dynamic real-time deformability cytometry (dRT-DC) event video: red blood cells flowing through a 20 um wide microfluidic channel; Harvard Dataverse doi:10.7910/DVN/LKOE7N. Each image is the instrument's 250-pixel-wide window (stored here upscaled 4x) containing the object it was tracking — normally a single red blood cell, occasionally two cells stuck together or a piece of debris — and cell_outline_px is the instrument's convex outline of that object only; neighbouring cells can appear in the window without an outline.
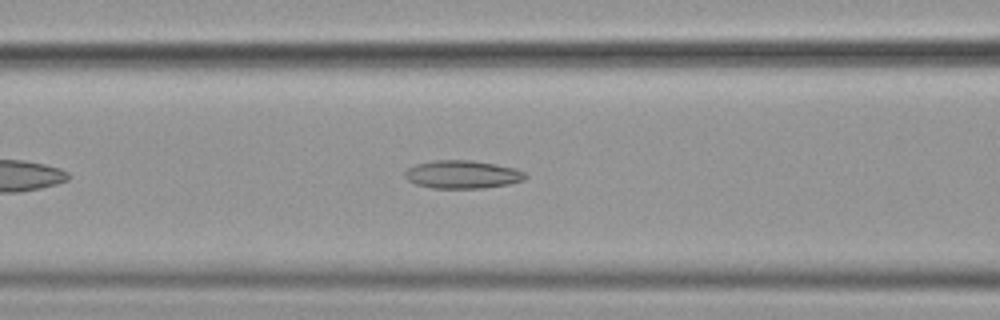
{"species": "common noctule bat (a hibernating species)", "species_latin": "Nyctalus noctula", "temperature_condition": "cold", "stored_images_in_passage": 38, "camera_frame_rate_fps": 3000, "um_per_image_px": 0.085, "animal": {"sex": "female", "body_mass_g": 19.9}, "frame": {"image": 1, "passage_image": 11, "time_ms": 3.333, "image_size_px": [1000, 320], "cell_outline_px": [[528, 176], [524, 180], [508, 184], [484, 188], [432, 188], [416, 184], [408, 180], [404, 176], [404, 172], [408, 168], [416, 164], [436, 160], [472, 160], [496, 164], [516, 168], [524, 172]], "centroid_in_image_um": [39.32, 14.82], "position_along_channel_um": 127.3, "area_um2": 19.77}}
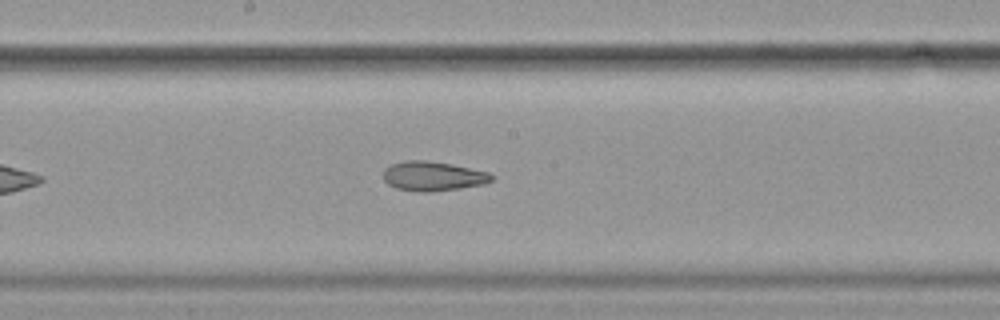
{"frame": {"image": 2, "passage_image": 18, "time_ms": 5.667, "image_size_px": [1000, 320], "cell_outline_px": [[492, 180], [484, 184], [460, 188], [432, 192], [420, 192], [396, 188], [388, 184], [384, 180], [384, 168], [392, 164], [404, 160], [428, 160], [488, 172], [492, 176]], "centroid_in_image_um": [36.76, 14.98], "position_along_channel_um": 211.4, "area_um2": 18.44}}
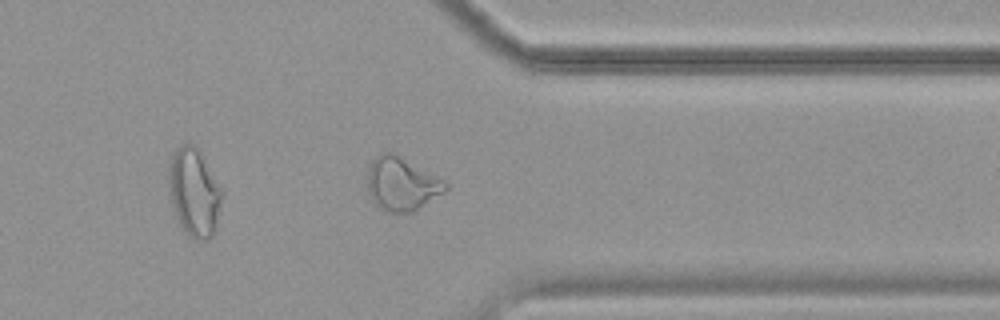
{"frame": {"image": 3, "passage_image": 32, "time_ms": 10.333, "image_size_px": [1000, 320], "cell_outline_px": [[448, 188], [444, 192], [416, 208], [408, 212], [388, 212], [380, 208], [372, 200], [368, 192], [368, 168], [372, 160], [380, 152], [396, 152], [444, 180], [448, 184]], "centroid_in_image_um": [34.12, 15.58], "position_along_channel_um": 377.3, "area_um2": 24.16}, "authors_computed_cell_mechanics": {"area_um2": 19.8832, "velocity_mm_per_s": 3.6189, "shape_relaxation_time_tau1_ms": null, "shape_relaxation_time_tau2_ms": 3.5744, "deformation_change_tau1": null, "deformation_change_tau2": 0.1157}}